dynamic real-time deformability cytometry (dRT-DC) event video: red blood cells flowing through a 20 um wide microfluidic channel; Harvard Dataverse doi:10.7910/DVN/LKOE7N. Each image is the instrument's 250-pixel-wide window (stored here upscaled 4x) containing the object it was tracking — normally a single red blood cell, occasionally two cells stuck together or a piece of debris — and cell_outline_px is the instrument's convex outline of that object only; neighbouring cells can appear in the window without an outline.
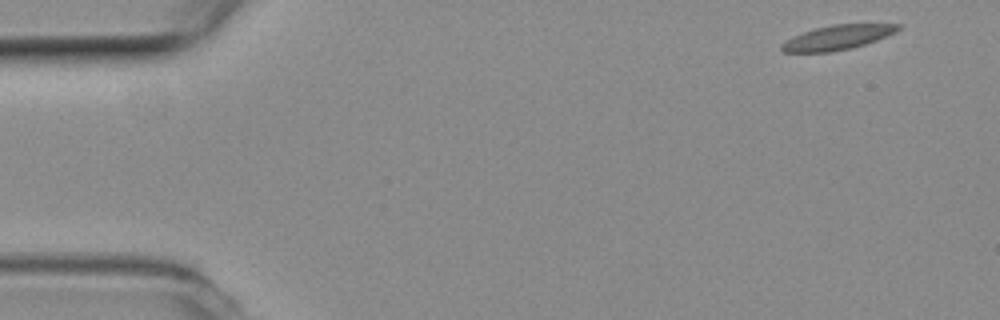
{"species": "common noctule bat (a hibernating species)", "species_latin": "Nyctalus noctula", "temperature_condition": "room temperature", "stored_images_in_passage": 4, "camera_frame_rate_fps": 3000, "um_per_image_px": 0.085, "animal": {"sex": "female", "body_mass_g": 19.3, "forearm_length_mm": 54.1}, "frame": {"image": 1, "passage_image": 1, "time_ms": 0.0, "image_size_px": [1000, 320], "cell_outline_px": [[904, 24], [896, 32], [876, 40], [864, 44], [832, 52], [784, 52], [780, 48], [780, 44], [804, 32], [816, 28], [832, 24]], "centroid_in_image_um": [71.21, 3.18], "position_along_channel_um": 13.8, "area_um2": 16.36}}